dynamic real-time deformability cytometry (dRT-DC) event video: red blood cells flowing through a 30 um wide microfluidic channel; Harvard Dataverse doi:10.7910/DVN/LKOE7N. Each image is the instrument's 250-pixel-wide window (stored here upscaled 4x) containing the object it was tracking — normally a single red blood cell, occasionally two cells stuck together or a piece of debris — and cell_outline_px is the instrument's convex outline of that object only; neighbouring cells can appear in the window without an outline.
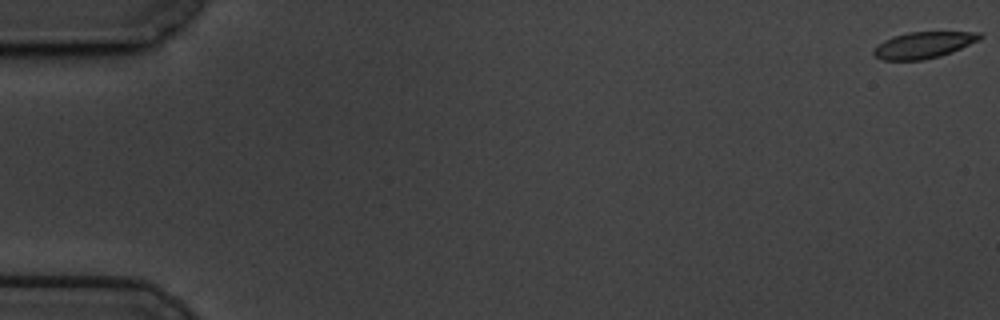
{"species": "common noctule bat (a hibernating species)", "species_latin": "Nyctalus noctula", "temperature_condition": "cold", "stored_images_in_passage": 60, "camera_frame_rate_fps": 3000, "um_per_image_px": 0.085, "animal": {"sex": "male", "body_mass_g": 19.5, "forearm_length_mm": 54.6}, "frame": {"image": 1, "passage_image": 1, "time_ms": 0.0, "image_size_px": [1000, 320], "cell_outline_px": [[984, 36], [960, 48], [940, 56], [920, 60], [884, 60], [876, 56], [872, 52], [884, 40], [892, 36], [908, 32], [980, 32]], "centroid_in_image_um": [78.48, 3.82], "position_along_channel_um": 6.5, "area_um2": 15.95}}
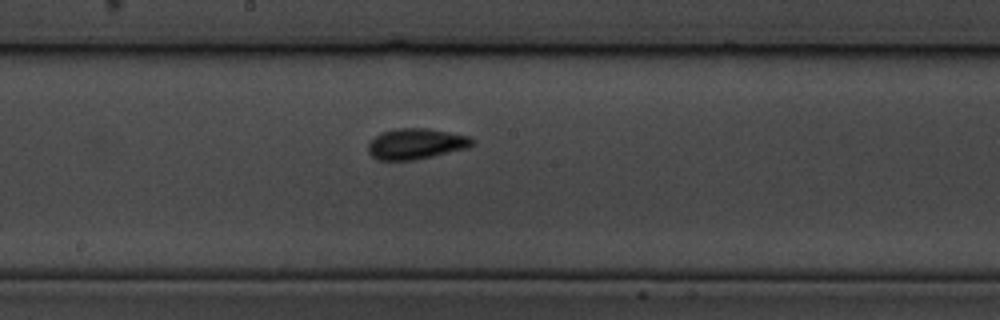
{"frame": {"image": 2, "passage_image": 33, "time_ms": 10.667, "image_size_px": [1000, 320], "cell_outline_px": [[476, 144], [468, 148], [432, 156], [412, 160], [376, 160], [368, 152], [368, 144], [380, 132], [396, 128], [428, 128], [472, 136], [476, 140]], "centroid_in_image_um": [35.41, 12.21], "position_along_channel_um": 212.8, "area_um2": 18.9}}
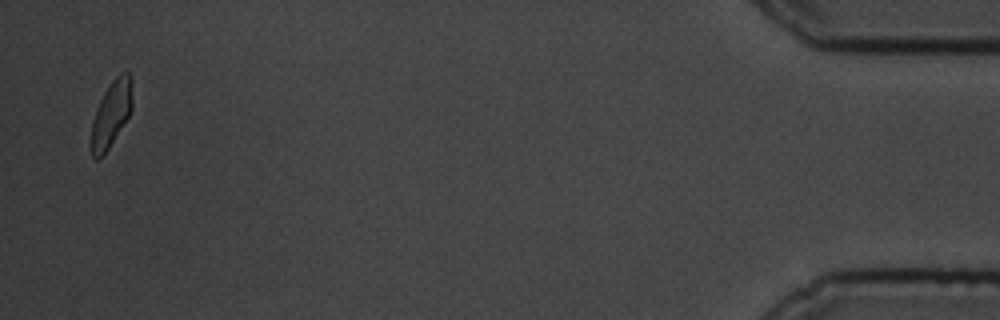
{"frame": {"image": 3, "passage_image": 59, "time_ms": 19.333, "image_size_px": [1000, 320], "cell_outline_px": [[132, 108], [128, 116], [108, 148], [96, 160], [92, 156], [92, 120], [96, 108], [104, 92], [112, 80], [120, 72], [128, 72], [132, 76]], "centroid_in_image_um": [9.48, 9.59], "position_along_channel_um": 425.7, "area_um2": 15.49}, "authors_computed_cell_mechanics": {"area_um2": 17.3978, "velocity_mm_per_s": 3.4087, "shape_relaxation_time_tau1_ms": 4.0231, "shape_relaxation_time_tau2_ms": 1.5001, "deformation_change_tau1": 0.1239, "deformation_change_tau2": 0.0553}}